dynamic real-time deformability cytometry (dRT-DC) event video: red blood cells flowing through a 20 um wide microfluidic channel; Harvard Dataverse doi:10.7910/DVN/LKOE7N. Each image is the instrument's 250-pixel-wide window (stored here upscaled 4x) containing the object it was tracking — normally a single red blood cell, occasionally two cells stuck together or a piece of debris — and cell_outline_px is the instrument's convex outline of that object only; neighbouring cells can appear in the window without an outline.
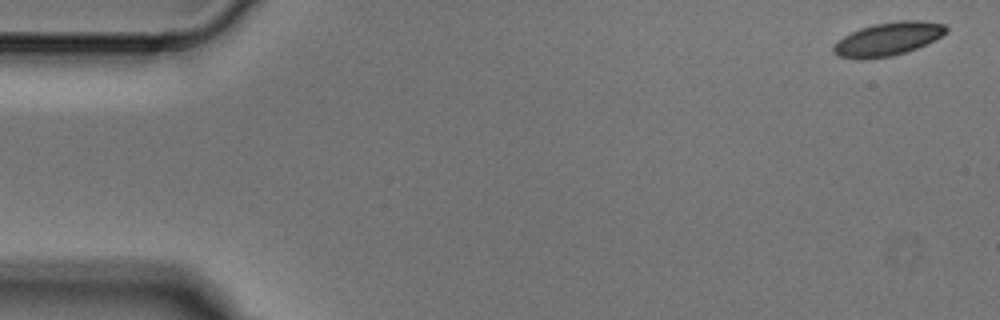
{"species": "Egyptian fruit bat (a non-hibernating species)", "species_latin": "Rousettus aegyptiacus", "temperature_condition": "cold", "stored_images_in_passage": 6, "camera_frame_rate_fps": 3000, "um_per_image_px": 0.085, "animal": {"sex": "male"}, "frame": {"image": 1, "passage_image": 1, "time_ms": 0.0, "image_size_px": [1000, 320], "cell_outline_px": [[948, 32], [916, 48], [892, 56], [864, 60], [856, 60], [840, 56], [832, 52], [832, 48], [844, 36], [860, 28], [872, 24], [900, 20], [920, 20], [944, 24], [948, 28]], "centroid_in_image_um": [75.46, 3.32], "position_along_channel_um": 9.5, "area_um2": 21.79}}
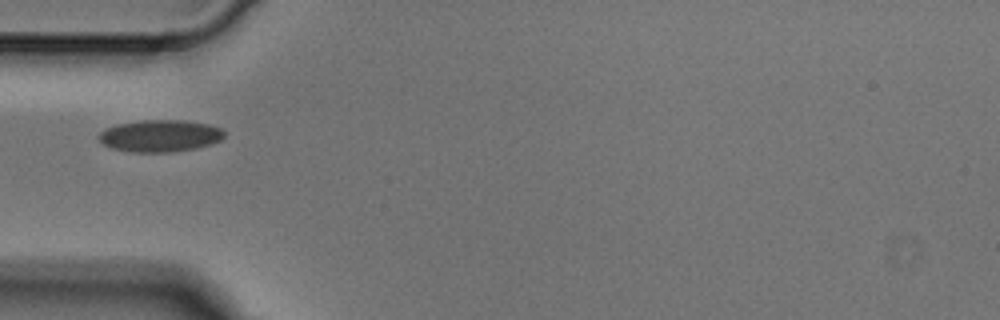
{"frame": {"image": 2, "passage_image": 5, "time_ms": 1.333, "image_size_px": [1000, 320], "cell_outline_px": [[224, 136], [220, 140], [212, 144], [196, 148], [176, 152], [128, 152], [112, 148], [104, 144], [96, 136], [104, 128], [116, 124], [144, 120], [184, 120], [208, 124], [220, 128], [224, 132]], "centroid_in_image_um": [13.58, 11.55], "position_along_channel_um": 71.4, "area_um2": 23.58}}
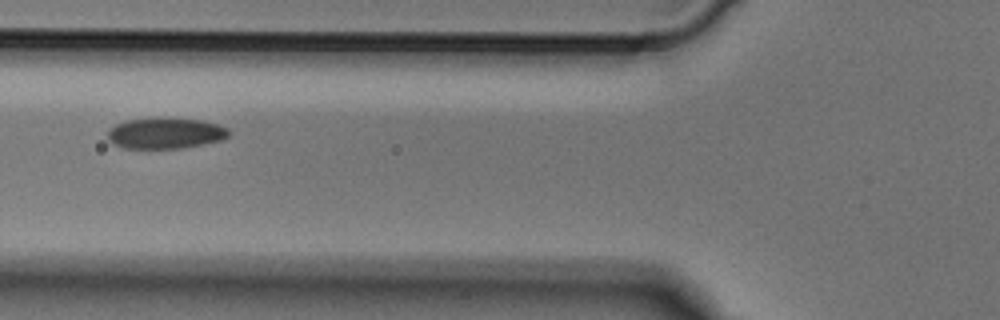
{"frame": {"image": 3, "passage_image": 6, "time_ms": 1.667, "image_size_px": [1000, 320], "cell_outline_px": [[232, 132], [224, 140], [204, 144], [180, 148], [124, 148], [112, 144], [108, 140], [108, 132], [116, 124], [124, 120], [200, 120], [220, 124], [228, 128]], "centroid_in_image_um": [14.11, 11.36], "position_along_channel_um": 111.7, "area_um2": 21.33}}